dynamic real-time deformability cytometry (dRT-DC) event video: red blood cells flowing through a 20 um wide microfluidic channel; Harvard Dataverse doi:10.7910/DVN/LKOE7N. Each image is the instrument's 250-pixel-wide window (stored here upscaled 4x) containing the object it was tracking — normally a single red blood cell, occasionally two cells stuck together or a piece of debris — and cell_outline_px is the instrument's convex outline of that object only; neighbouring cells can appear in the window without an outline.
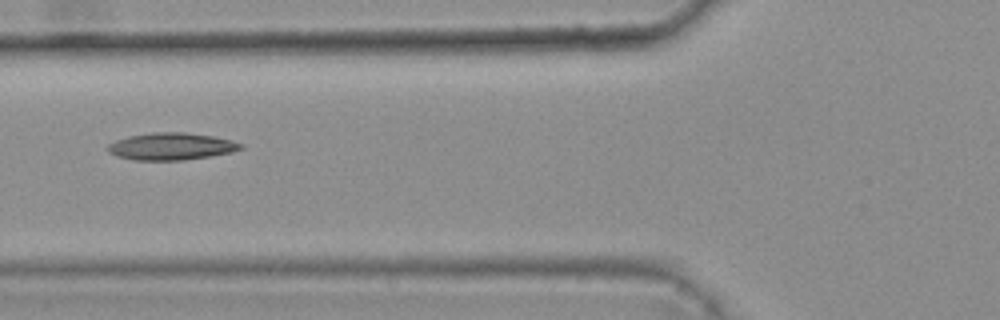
{"species": "common noctule bat (a hibernating species)", "species_latin": "Nyctalus noctula", "temperature_condition": "warm", "stored_images_in_passage": 5, "camera_frame_rate_fps": 3000, "um_per_image_px": 0.085, "animal": {"sex": "female", "body_mass_g": 25.1}, "frame": {"image": 1, "passage_image": 5, "time_ms": 1.333, "image_size_px": [1000, 320], "cell_outline_px": [[244, 148], [232, 152], [184, 160], [136, 160], [116, 156], [108, 152], [108, 144], [116, 140], [128, 136], [152, 132], [184, 132], [212, 136], [232, 140], [244, 144]], "centroid_in_image_um": [14.56, 12.44], "position_along_channel_um": 111.2, "area_um2": 21.04}}